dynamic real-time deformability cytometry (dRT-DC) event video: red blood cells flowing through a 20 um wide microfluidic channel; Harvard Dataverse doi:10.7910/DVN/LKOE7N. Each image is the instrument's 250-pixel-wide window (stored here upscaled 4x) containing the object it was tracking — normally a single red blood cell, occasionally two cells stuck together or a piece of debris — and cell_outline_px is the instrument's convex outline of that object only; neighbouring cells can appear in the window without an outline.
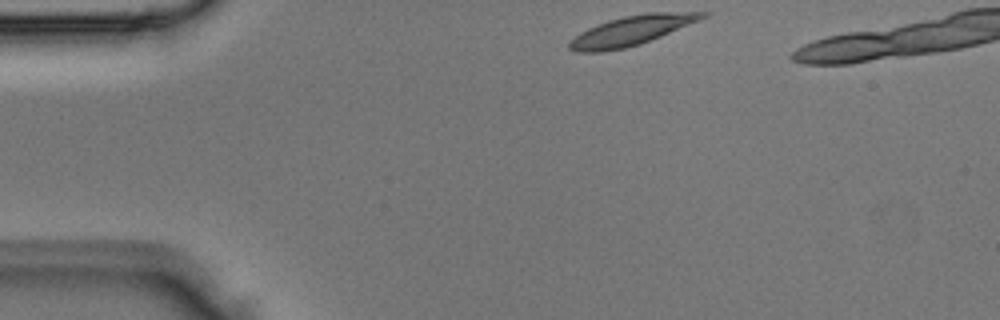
{"species": "Egyptian fruit bat (a non-hibernating species)", "species_latin": "Rousettus aegyptiacus", "temperature_condition": "room temperature", "stored_images_in_passage": 2, "segment_of_instrument_passage": [2, 2], "camera_frame_rate_fps": 3000, "um_per_image_px": 0.085, "animal": {"sex": "male"}, "frame": {"image": 1, "passage_image": 2, "time_ms": 0.333, "image_size_px": [1000, 320], "cell_outline_px": [[708, 16], [700, 20], [640, 44], [624, 48], [600, 52], [576, 52], [568, 48], [568, 44], [580, 32], [588, 28], [608, 20], [624, 16], [652, 12], [708, 12]], "centroid_in_image_um": [53.67, 2.6], "position_along_channel_um": 31.3, "area_um2": 22.54}}